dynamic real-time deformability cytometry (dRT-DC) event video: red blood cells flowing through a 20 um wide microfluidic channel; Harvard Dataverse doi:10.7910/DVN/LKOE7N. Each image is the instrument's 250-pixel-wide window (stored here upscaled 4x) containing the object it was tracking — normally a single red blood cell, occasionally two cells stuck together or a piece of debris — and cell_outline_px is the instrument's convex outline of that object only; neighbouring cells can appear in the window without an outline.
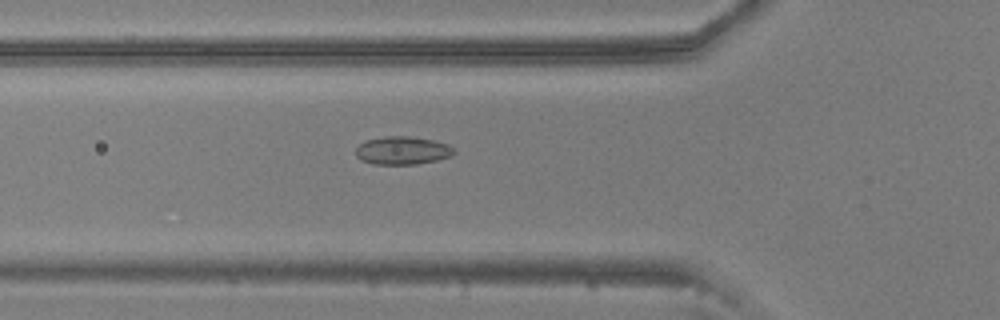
{"species": "common noctule bat (a hibernating species)", "species_latin": "Nyctalus noctula", "temperature_condition": "warm", "stored_images_in_passage": 19, "camera_frame_rate_fps": 3000, "um_per_image_px": 0.085, "animal": {"sex": "male", "body_mass_g": 20.5, "forearm_length_mm": 52.5}, "frame": {"image": 1, "passage_image": 8, "time_ms": 2.333, "image_size_px": [1000, 320], "cell_outline_px": [[456, 152], [452, 156], [436, 160], [416, 164], [372, 164], [360, 160], [356, 156], [356, 148], [360, 144], [368, 140], [384, 136], [408, 136], [432, 140], [448, 144], [456, 148]], "centroid_in_image_um": [34.23, 12.79], "position_along_channel_um": 91.6, "area_um2": 16.13}}
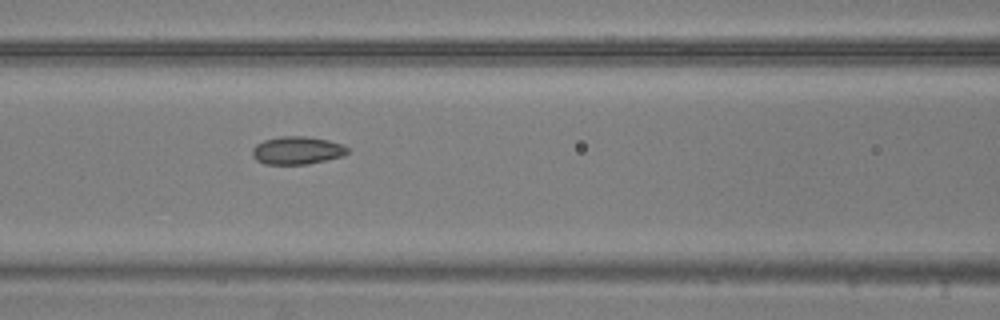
{"frame": {"image": 2, "passage_image": 12, "time_ms": 3.667, "image_size_px": [1000, 320], "cell_outline_px": [[348, 152], [344, 156], [308, 164], [264, 164], [256, 160], [252, 156], [252, 148], [256, 144], [264, 140], [280, 136], [304, 136], [328, 140], [344, 144], [348, 148]], "centroid_in_image_um": [25.25, 12.78], "position_along_channel_um": 141.3, "area_um2": 15.61}}
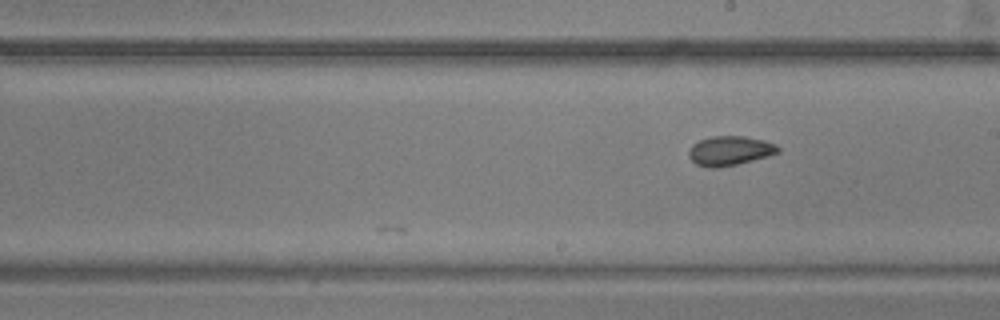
{"frame": {"image": 3, "passage_image": 19, "time_ms": 6.0, "image_size_px": [1000, 320], "cell_outline_px": [[780, 152], [768, 156], [736, 164], [716, 168], [708, 168], [696, 164], [688, 156], [688, 152], [692, 144], [700, 140], [712, 136], [744, 136], [764, 140], [776, 144], [780, 148]], "centroid_in_image_um": [62.03, 12.81], "position_along_channel_um": 227.0, "area_um2": 15.32}}